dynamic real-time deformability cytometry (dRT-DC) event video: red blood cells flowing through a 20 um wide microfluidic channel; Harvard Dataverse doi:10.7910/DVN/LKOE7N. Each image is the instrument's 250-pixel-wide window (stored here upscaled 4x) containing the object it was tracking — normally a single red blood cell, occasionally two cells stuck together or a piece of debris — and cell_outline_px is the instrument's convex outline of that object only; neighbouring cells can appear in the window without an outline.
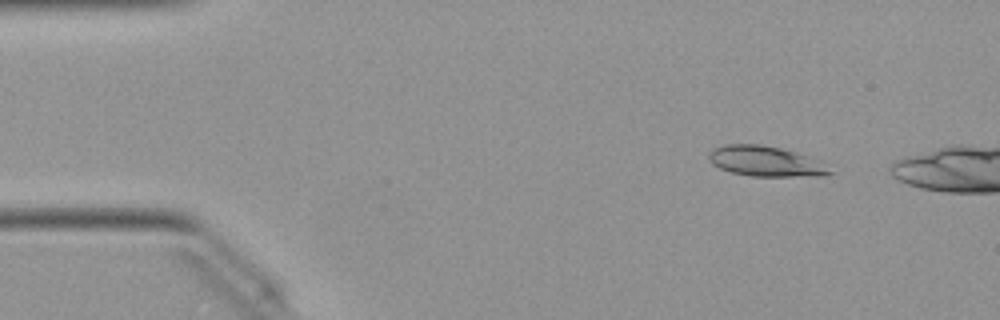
{"species": "Egyptian fruit bat (a non-hibernating species)", "species_latin": "Rousettus aegyptiacus", "temperature_condition": "warm", "stored_images_in_passage": 10, "camera_frame_rate_fps": 3000, "um_per_image_px": 0.085, "animal": {"sex": "female"}, "frame": {"image": 1, "passage_image": 1, "time_ms": 0.0, "image_size_px": [1000, 320], "cell_outline_px": [[836, 172], [824, 176], [752, 176], [732, 172], [720, 168], [712, 164], [708, 160], [708, 152], [724, 144], [760, 144], [780, 148], [796, 152], [820, 160]], "centroid_in_image_um": [65.12, 13.71], "position_along_channel_um": 19.9, "area_um2": 21.56}}